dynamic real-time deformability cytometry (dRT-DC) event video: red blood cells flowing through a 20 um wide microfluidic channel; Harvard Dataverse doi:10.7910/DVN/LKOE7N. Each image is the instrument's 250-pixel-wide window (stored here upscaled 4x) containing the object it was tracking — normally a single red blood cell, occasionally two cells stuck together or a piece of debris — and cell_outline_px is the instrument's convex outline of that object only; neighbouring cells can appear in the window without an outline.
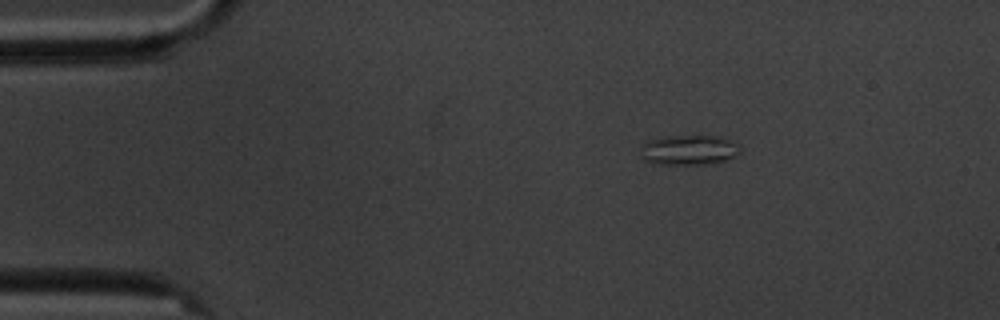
{"species": "common noctule bat (a hibernating species)", "species_latin": "Nyctalus noctula", "temperature_condition": "cold", "stored_images_in_passage": 4, "camera_frame_rate_fps": 3000, "um_per_image_px": 0.085, "animal": {"sex": "male", "body_mass_g": 20.1, "forearm_length_mm": 53.5}, "frame": {"image": 1, "passage_image": 1, "time_ms": 0.0, "image_size_px": [1000, 320], "cell_outline_px": [[740, 152], [736, 156], [724, 160], [704, 164], [656, 164], [644, 160], [640, 156], [644, 144], [648, 140], [660, 136], [720, 136], [736, 144], [740, 148]], "centroid_in_image_um": [58.52, 12.74], "position_along_channel_um": 26.5, "area_um2": 17.28}}
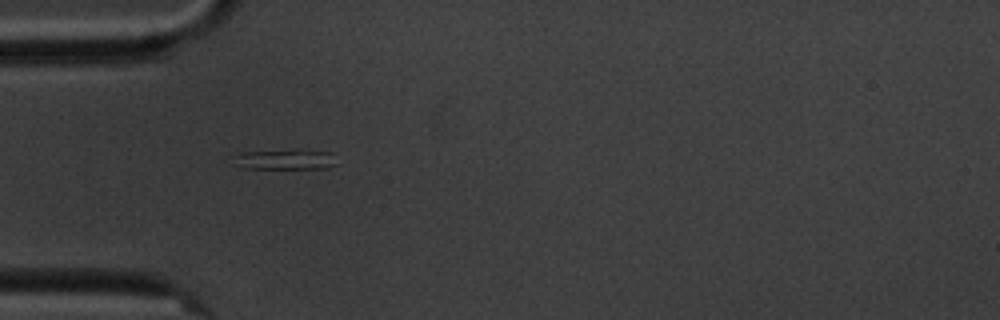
{"frame": {"image": 2, "passage_image": 3, "time_ms": 2.667, "image_size_px": [1000, 320], "cell_outline_px": [[336, 164], [328, 168], [244, 168], [236, 164], [236, 156], [244, 152], [296, 148], [332, 152]], "centroid_in_image_um": [24.33, 13.52], "position_along_channel_um": 60.7, "area_um2": 12.31}}
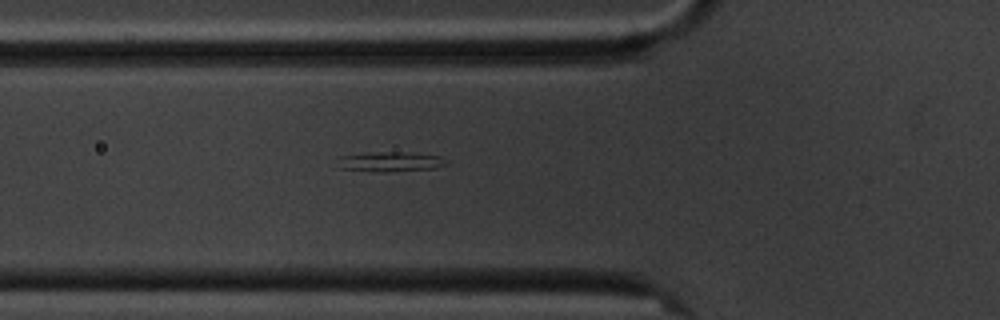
{"frame": {"image": 3, "passage_image": 4, "time_ms": 3.667, "image_size_px": [1000, 320], "cell_outline_px": [[448, 164], [436, 168], [388, 172], [380, 172], [340, 168], [340, 156], [368, 152], [408, 152], [440, 156], [448, 160]], "centroid_in_image_um": [33.25, 13.74], "position_along_channel_um": 92.6, "area_um2": 12.6}}